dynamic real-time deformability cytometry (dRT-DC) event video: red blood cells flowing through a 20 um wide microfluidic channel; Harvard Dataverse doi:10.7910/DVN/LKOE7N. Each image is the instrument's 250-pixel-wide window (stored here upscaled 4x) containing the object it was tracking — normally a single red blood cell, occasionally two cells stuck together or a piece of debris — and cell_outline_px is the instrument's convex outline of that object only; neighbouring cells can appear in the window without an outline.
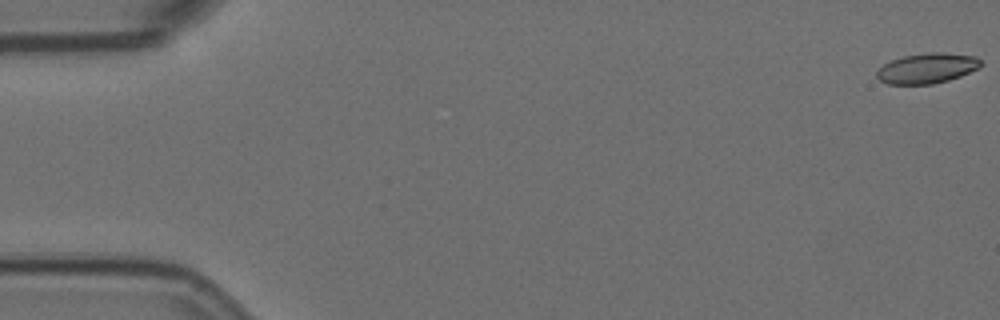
{"species": "Egyptian fruit bat (a non-hibernating species)", "species_latin": "Rousettus aegyptiacus", "temperature_condition": "room temperature", "stored_images_in_passage": 9, "camera_frame_rate_fps": 3000, "um_per_image_px": 0.085, "animal": {"sex": "female"}, "frame": {"image": 1, "passage_image": 1, "time_ms": 0.0, "image_size_px": [1000, 320], "cell_outline_px": [[980, 68], [960, 76], [948, 80], [932, 84], [888, 84], [880, 80], [876, 76], [876, 72], [884, 64], [892, 60], [904, 56], [928, 52], [944, 52], [976, 56], [980, 60]], "centroid_in_image_um": [78.81, 5.8], "position_along_channel_um": 6.2, "area_um2": 18.26}}
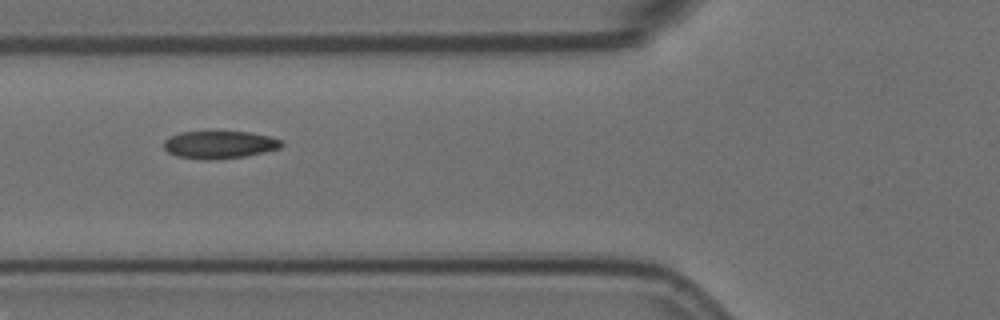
{"frame": {"image": 2, "passage_image": 7, "time_ms": 2.0, "image_size_px": [1000, 320], "cell_outline_px": [[284, 144], [280, 148], [264, 152], [244, 156], [208, 160], [204, 160], [176, 156], [168, 152], [164, 148], [164, 140], [180, 132], [248, 132], [268, 136], [280, 140]], "centroid_in_image_um": [18.64, 12.3], "position_along_channel_um": 107.2, "area_um2": 18.73}}
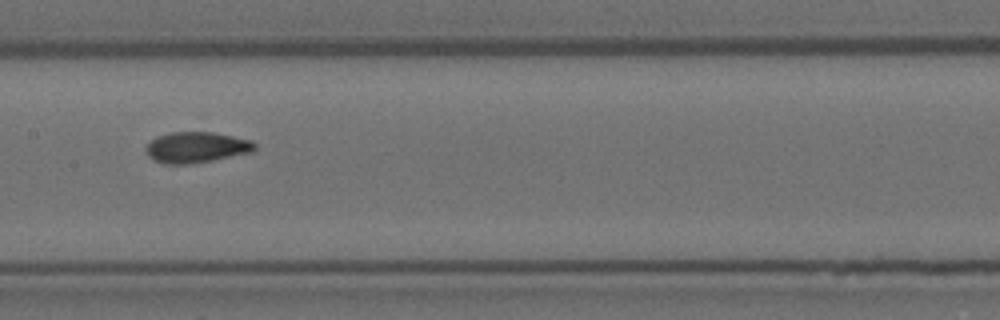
{"frame": {"image": 3, "passage_image": 9, "time_ms": 2.667, "image_size_px": [1000, 320], "cell_outline_px": [[256, 148], [252, 152], [212, 160], [188, 164], [164, 164], [152, 160], [148, 156], [144, 148], [156, 136], [172, 132], [212, 132], [252, 140], [256, 144]], "centroid_in_image_um": [16.67, 12.52], "position_along_channel_um": 190.7, "area_um2": 19.59}}